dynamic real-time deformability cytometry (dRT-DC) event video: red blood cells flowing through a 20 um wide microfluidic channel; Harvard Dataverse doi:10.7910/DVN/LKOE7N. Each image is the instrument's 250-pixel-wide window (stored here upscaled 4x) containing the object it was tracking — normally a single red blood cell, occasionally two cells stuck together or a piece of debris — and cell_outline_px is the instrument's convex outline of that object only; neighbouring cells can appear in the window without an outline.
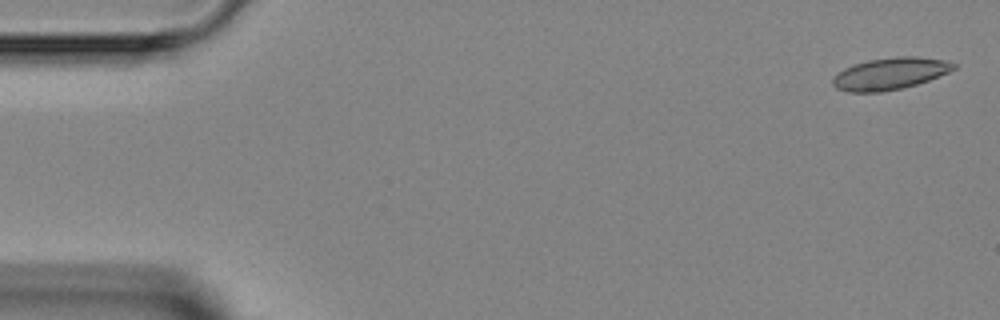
{"species": "Egyptian fruit bat (a non-hibernating species)", "species_latin": "Rousettus aegyptiacus", "temperature_condition": "room temperature", "stored_images_in_passage": 5, "camera_frame_rate_fps": 3000, "um_per_image_px": 0.085, "animal": {"sex": "female"}, "frame": {"image": 1, "passage_image": 1, "time_ms": 0.0, "image_size_px": [1000, 320], "cell_outline_px": [[956, 68], [948, 72], [928, 80], [916, 84], [900, 88], [880, 92], [848, 92], [836, 88], [832, 84], [832, 80], [844, 68], [852, 64], [868, 60], [896, 56], [916, 56], [944, 60], [956, 64]], "centroid_in_image_um": [75.64, 6.25], "position_along_channel_um": 9.4, "area_um2": 22.31}}
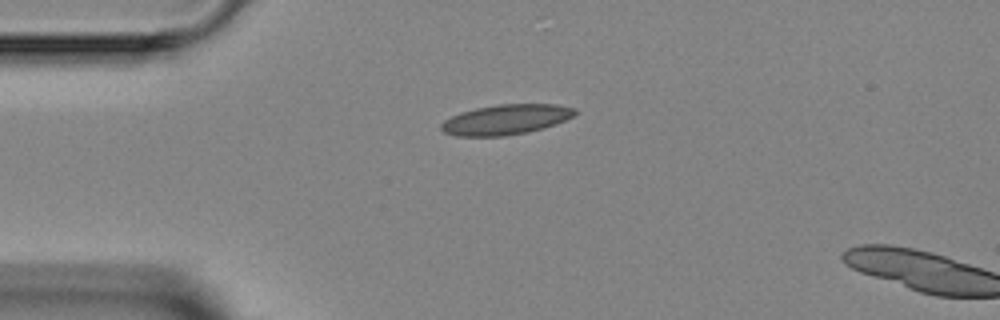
{"frame": {"image": 2, "passage_image": 4, "time_ms": 3.333, "image_size_px": [1000, 320], "cell_outline_px": [[576, 116], [556, 124], [528, 132], [504, 136], [456, 136], [444, 132], [440, 128], [440, 124], [444, 120], [460, 112], [476, 108], [496, 104], [556, 104], [576, 108]], "centroid_in_image_um": [43.02, 10.16], "position_along_channel_um": 42.0, "area_um2": 23.64}}